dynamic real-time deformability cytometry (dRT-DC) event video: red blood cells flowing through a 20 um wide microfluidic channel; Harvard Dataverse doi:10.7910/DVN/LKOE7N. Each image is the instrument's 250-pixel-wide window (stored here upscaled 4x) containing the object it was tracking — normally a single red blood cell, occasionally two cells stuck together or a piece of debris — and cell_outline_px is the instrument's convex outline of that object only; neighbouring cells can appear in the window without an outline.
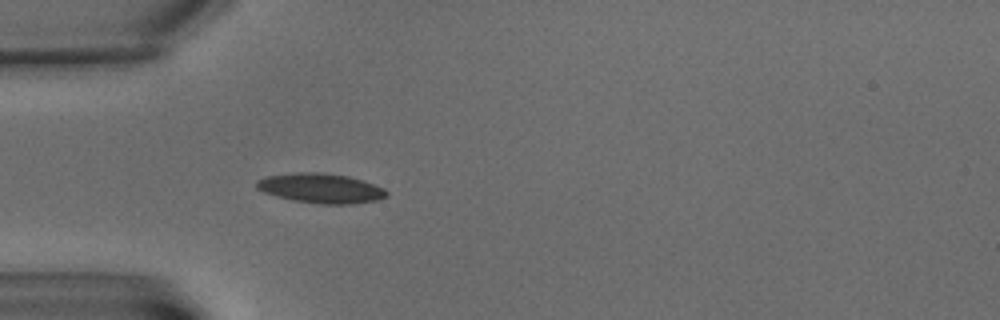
{"species": "common noctule bat (a hibernating species)", "species_latin": "Nyctalus noctula", "temperature_condition": "warm", "stored_images_in_passage": 4, "camera_frame_rate_fps": 3000, "um_per_image_px": 0.085, "animal": {"sex": "male", "body_mass_g": 15.6}, "frame": {"image": 1, "passage_image": 4, "time_ms": 4.667, "image_size_px": [1000, 320], "cell_outline_px": [[388, 196], [376, 200], [352, 204], [320, 204], [292, 200], [276, 196], [264, 192], [256, 188], [256, 180], [268, 176], [296, 172], [320, 172], [348, 176], [364, 180], [384, 188], [388, 192]], "centroid_in_image_um": [27.28, 16.0], "position_along_channel_um": 57.7, "area_um2": 22.6}}